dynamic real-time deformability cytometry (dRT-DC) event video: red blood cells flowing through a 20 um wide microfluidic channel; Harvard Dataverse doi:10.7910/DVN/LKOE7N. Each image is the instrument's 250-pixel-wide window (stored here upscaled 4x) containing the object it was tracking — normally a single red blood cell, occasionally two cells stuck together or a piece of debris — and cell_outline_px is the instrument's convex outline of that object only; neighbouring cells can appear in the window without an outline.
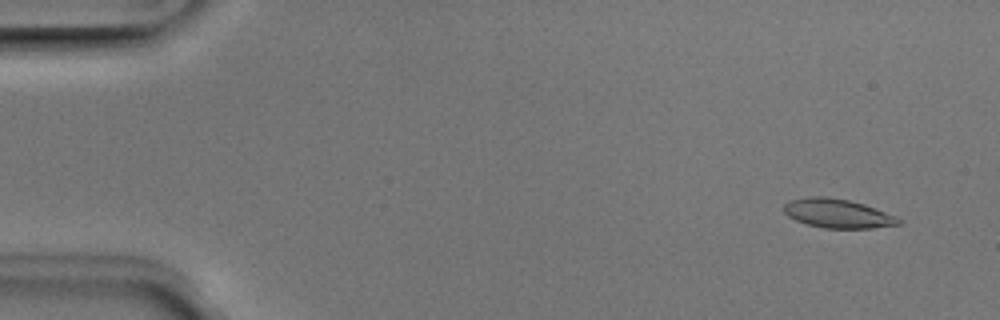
{"species": "Egyptian fruit bat (a non-hibernating species)", "species_latin": "Rousettus aegyptiacus", "temperature_condition": "room temperature", "stored_images_in_passage": 52, "camera_frame_rate_fps": 3000, "um_per_image_px": 0.085, "animal": {"sex": "male"}, "frame": {"image": 1, "passage_image": 4, "time_ms": 1.0, "image_size_px": [1000, 320], "cell_outline_px": [[904, 224], [872, 228], [824, 228], [808, 224], [796, 220], [788, 216], [784, 212], [784, 204], [792, 200], [808, 196], [824, 196], [848, 200], [864, 204], [876, 208], [896, 216], [904, 220]], "centroid_in_image_um": [71.26, 18.15], "position_along_channel_um": 13.7, "area_um2": 19.48}}
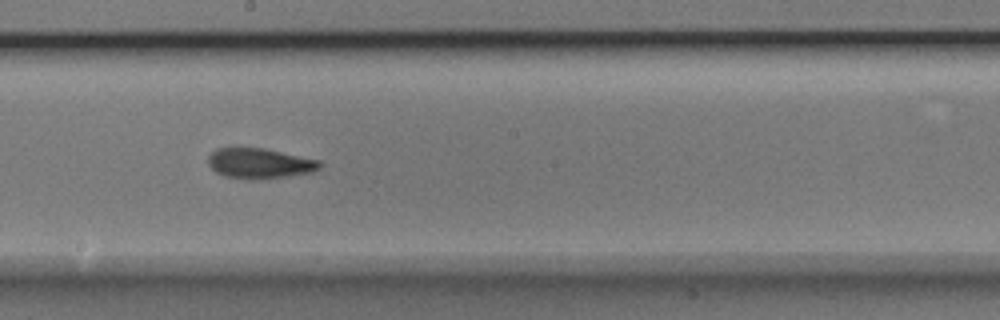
{"frame": {"image": 2, "passage_image": 29, "time_ms": 9.333, "image_size_px": [1000, 320], "cell_outline_px": [[324, 164], [320, 168], [312, 172], [288, 176], [248, 180], [224, 176], [216, 172], [208, 164], [208, 156], [216, 148], [264, 148], [320, 160]], "centroid_in_image_um": [22.08, 13.89], "position_along_channel_um": 226.1, "area_um2": 19.77}}
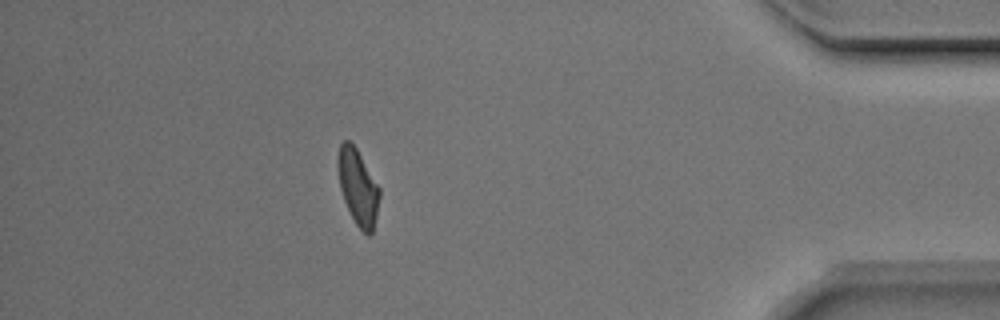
{"frame": {"image": 3, "passage_image": 46, "time_ms": 15.0, "image_size_px": [1000, 320], "cell_outline_px": [[380, 196], [376, 216], [372, 232], [368, 236], [356, 224], [344, 200], [340, 188], [336, 168], [336, 160], [340, 144], [344, 140], [348, 140], [356, 148], [380, 188]], "centroid_in_image_um": [30.4, 15.87], "position_along_channel_um": 404.8, "area_um2": 18.26}, "authors_computed_cell_mechanics": {"area_um2": 19.3341, "velocity_mm_per_s": 3.9502, "shape_relaxation_time_tau1_ms": 4.9879, "shape_relaxation_time_tau2_ms": 2.6029, "deformation_change_tau1": 0.1748, "deformation_change_tau2": 0.0888}}